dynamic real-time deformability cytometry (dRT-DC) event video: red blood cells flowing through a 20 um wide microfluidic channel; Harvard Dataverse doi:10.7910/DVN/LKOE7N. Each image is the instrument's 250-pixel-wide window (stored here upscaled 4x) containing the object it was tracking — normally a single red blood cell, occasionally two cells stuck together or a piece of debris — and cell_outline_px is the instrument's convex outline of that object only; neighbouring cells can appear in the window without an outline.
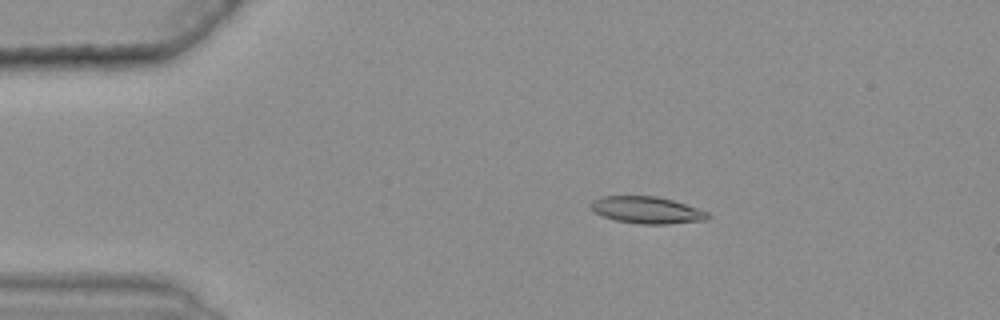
{"species": "common noctule bat (a hibernating species)", "species_latin": "Nyctalus noctula", "temperature_condition": "warm", "stored_images_in_passage": 47, "camera_frame_rate_fps": 3000, "um_per_image_px": 0.085, "animal": {"sex": "female", "body_mass_g": 25.1}, "frame": {"image": 1, "passage_image": 11, "time_ms": 3.333, "image_size_px": [1000, 320], "cell_outline_px": [[712, 216], [708, 220], [668, 224], [640, 224], [616, 220], [604, 216], [596, 212], [588, 204], [592, 200], [604, 196], [656, 196], [672, 200], [708, 212]], "centroid_in_image_um": [55.01, 17.86], "position_along_channel_um": 30.0, "area_um2": 18.26}}
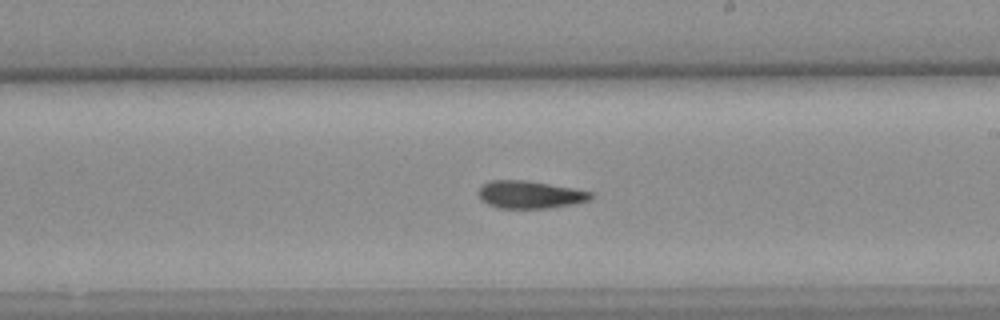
{"frame": {"image": 2, "passage_image": 33, "time_ms": 10.667, "image_size_px": [1000, 320], "cell_outline_px": [[596, 196], [592, 200], [572, 204], [548, 208], [496, 208], [480, 200], [480, 188], [484, 184], [492, 180], [524, 180], [572, 188], [592, 192]], "centroid_in_image_um": [45.08, 16.55], "position_along_channel_um": 243.9, "area_um2": 17.98}}
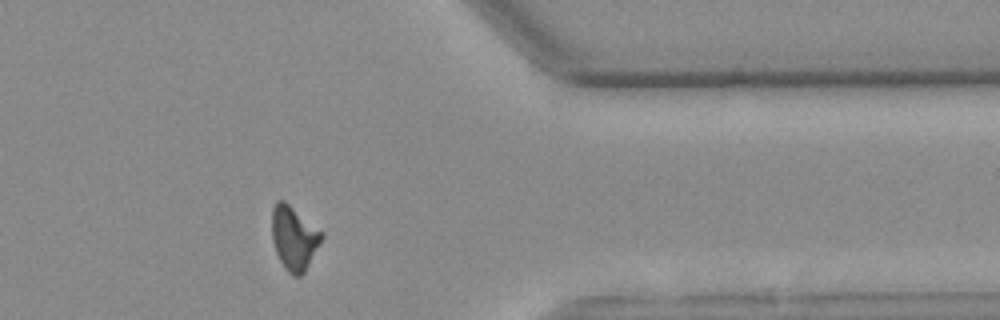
{"frame": {"image": 3, "passage_image": 46, "time_ms": 15.0, "image_size_px": [1000, 320], "cell_outline_px": [[324, 236], [304, 272], [300, 276], [292, 276], [284, 268], [276, 252], [272, 240], [272, 208], [276, 200], [284, 200], [324, 232]], "centroid_in_image_um": [24.99, 20.21], "position_along_channel_um": 386.4, "area_um2": 18.55}, "authors_computed_cell_mechanics": {"area_um2": 18.2648, "velocity_mm_per_s": 3.6372, "shape_relaxation_time_tau1_ms": null, "shape_relaxation_time_tau2_ms": 7.4799, "deformation_change_tau1": null, "deformation_change_tau2": 0.1584}}